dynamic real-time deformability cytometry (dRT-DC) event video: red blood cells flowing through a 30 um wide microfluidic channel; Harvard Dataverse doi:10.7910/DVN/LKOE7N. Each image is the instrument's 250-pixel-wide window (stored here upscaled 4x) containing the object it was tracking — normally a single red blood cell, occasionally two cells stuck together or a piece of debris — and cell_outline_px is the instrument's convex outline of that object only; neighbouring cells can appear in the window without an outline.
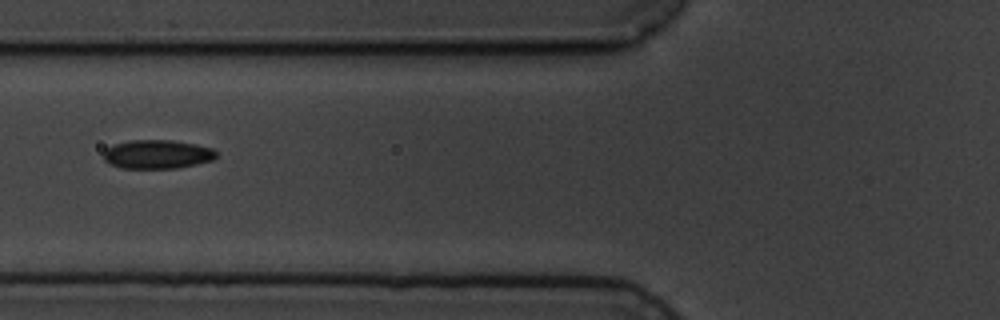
{"species": "common noctule bat (a hibernating species)", "species_latin": "Nyctalus noctula", "temperature_condition": "cold", "stored_images_in_passage": 7, "camera_frame_rate_fps": 3000, "um_per_image_px": 0.085, "animal": {"sex": "male", "body_mass_g": 19.5, "forearm_length_mm": 54.6}, "frame": {"image": 1, "passage_image": 5, "time_ms": 5.667, "image_size_px": [1000, 320], "cell_outline_px": [[216, 156], [212, 160], [196, 164], [176, 168], [120, 168], [108, 164], [104, 160], [104, 148], [112, 144], [132, 140], [172, 140], [196, 144], [212, 148], [216, 152]], "centroid_in_image_um": [13.32, 13.11], "position_along_channel_um": 112.5, "area_um2": 19.07}}
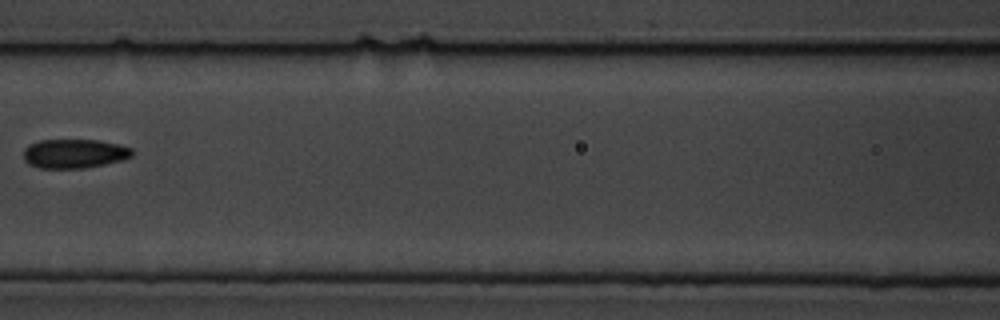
{"frame": {"image": 2, "passage_image": 6, "time_ms": 7.0, "image_size_px": [1000, 320], "cell_outline_px": [[132, 156], [120, 160], [104, 164], [84, 168], [40, 168], [28, 164], [24, 160], [24, 148], [28, 144], [40, 140], [100, 140], [120, 144], [132, 148]], "centroid_in_image_um": [6.29, 13.05], "position_along_channel_um": 160.3, "area_um2": 18.5}}
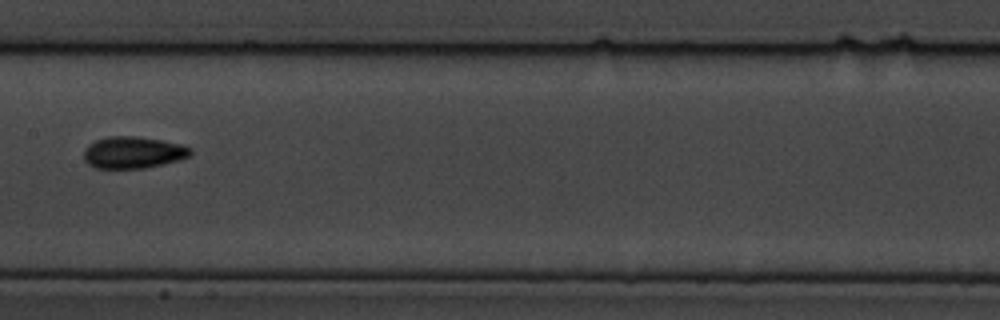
{"frame": {"image": 3, "passage_image": 7, "time_ms": 8.0, "image_size_px": [1000, 320], "cell_outline_px": [[192, 152], [188, 156], [180, 160], [164, 164], [144, 168], [96, 168], [88, 164], [84, 160], [84, 148], [88, 144], [96, 140], [108, 136], [136, 136], [184, 144], [192, 148]], "centroid_in_image_um": [11.32, 12.95], "position_along_channel_um": 196.1, "area_um2": 19.94}}